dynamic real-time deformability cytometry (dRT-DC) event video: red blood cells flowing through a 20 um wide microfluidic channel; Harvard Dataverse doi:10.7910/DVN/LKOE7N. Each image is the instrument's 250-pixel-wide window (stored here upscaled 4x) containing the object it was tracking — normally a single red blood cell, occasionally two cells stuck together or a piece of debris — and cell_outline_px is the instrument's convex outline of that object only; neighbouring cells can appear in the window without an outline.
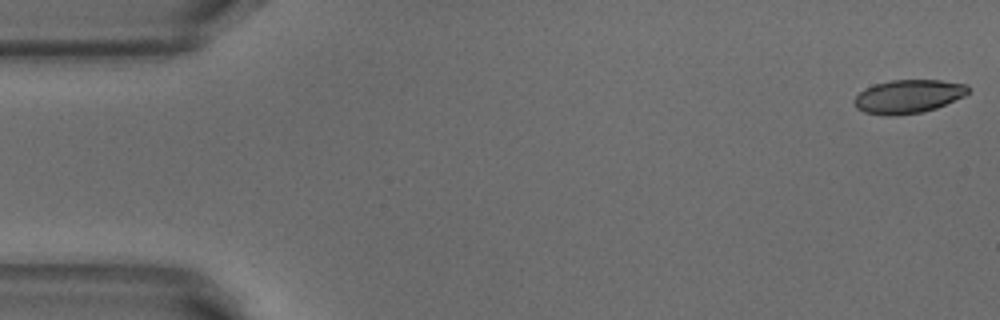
{"species": "common noctule bat (a hibernating species)", "species_latin": "Nyctalus noctula", "temperature_condition": "warm", "stored_images_in_passage": 52, "camera_frame_rate_fps": 3000, "um_per_image_px": 0.085, "animal": {"sex": "male", "body_mass_g": 18.8}, "frame": {"image": 1, "passage_image": 1, "time_ms": 0.0, "image_size_px": [1000, 320], "cell_outline_px": [[968, 92], [964, 96], [936, 108], [920, 112], [892, 116], [884, 116], [864, 112], [856, 108], [852, 100], [864, 88], [876, 84], [892, 80], [940, 80], [968, 84]], "centroid_in_image_um": [77.17, 8.2], "position_along_channel_um": 7.8, "area_um2": 22.25}}
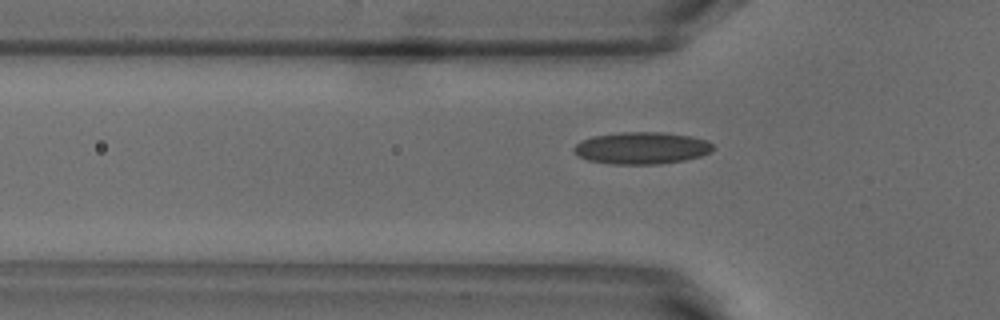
{"frame": {"image": 2, "passage_image": 16, "time_ms": 5.0, "image_size_px": [1000, 320], "cell_outline_px": [[712, 152], [700, 156], [684, 160], [660, 164], [612, 164], [588, 160], [580, 156], [572, 148], [580, 140], [592, 136], [620, 132], [664, 132], [692, 136], [708, 140], [712, 144]], "centroid_in_image_um": [54.55, 12.57], "position_along_channel_um": 71.2, "area_um2": 26.07}}
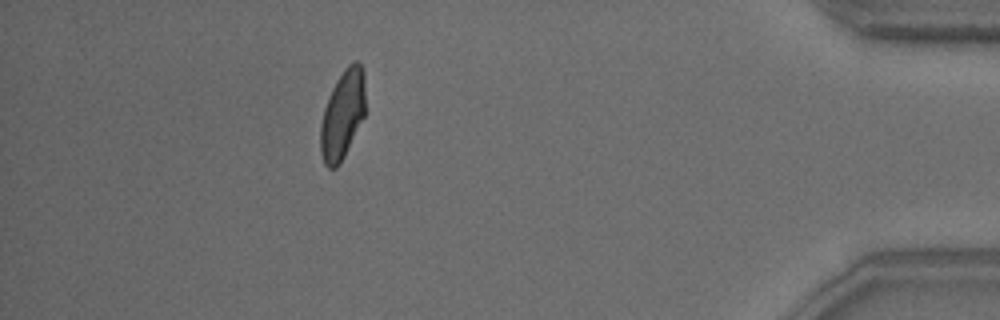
{"frame": {"image": 3, "passage_image": 46, "time_ms": 15.0, "image_size_px": [1000, 320], "cell_outline_px": [[364, 116], [340, 164], [336, 168], [328, 168], [324, 164], [320, 152], [320, 124], [324, 108], [328, 96], [336, 80], [344, 68], [348, 64], [356, 60], [360, 64], [364, 72]], "centroid_in_image_um": [29.09, 9.75], "position_along_channel_um": 406.1, "area_um2": 23.24}, "authors_computed_cell_mechanics": {"area_um2": 23.3512, "velocity_mm_per_s": 3.8625, "shape_relaxation_time_tau1_ms": null, "shape_relaxation_time_tau2_ms": 1.3449, "deformation_change_tau1": null, "deformation_change_tau2": 0.0825}}